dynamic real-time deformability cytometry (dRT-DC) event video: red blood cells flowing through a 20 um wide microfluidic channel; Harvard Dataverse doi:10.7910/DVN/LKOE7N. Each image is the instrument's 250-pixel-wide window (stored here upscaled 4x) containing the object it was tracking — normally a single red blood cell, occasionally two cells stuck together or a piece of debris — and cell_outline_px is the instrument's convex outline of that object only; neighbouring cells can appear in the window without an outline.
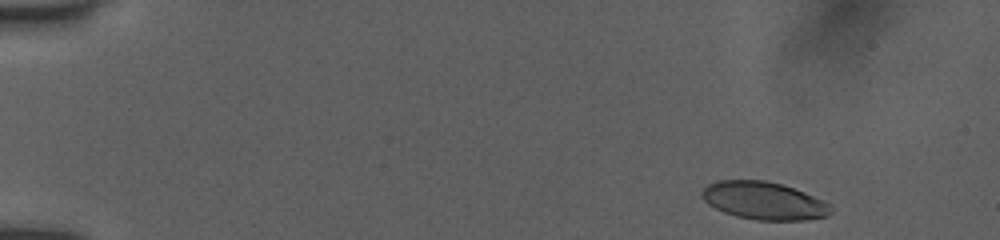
{"species": "human", "species_latin": "Homo sapiens", "temperature_condition": "room temperature", "stored_images_in_passage": 30, "camera_frame_rate_fps": 3000, "um_per_image_px": 0.085, "donor": {"sex": "female"}, "frame": {"image": 1, "passage_image": 4, "time_ms": 0.667, "image_size_px": [1000, 240], "cell_outline_px": [[832, 212], [828, 216], [804, 220], [756, 220], [736, 216], [724, 212], [708, 204], [700, 196], [700, 192], [708, 184], [716, 180], [764, 180], [780, 184], [804, 192], [832, 204]], "centroid_in_image_um": [64.92, 17.06], "position_along_channel_um": 20.1, "area_um2": 28.44}}
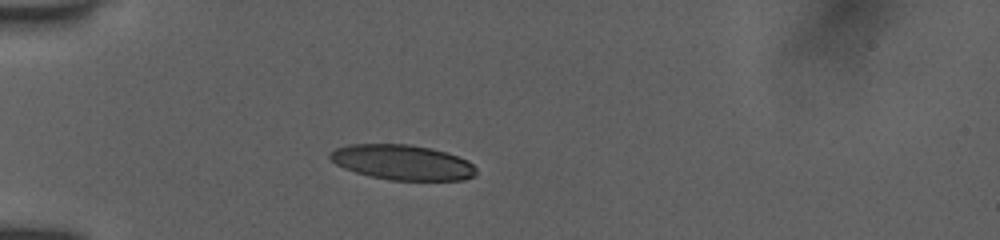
{"frame": {"image": 2, "passage_image": 20, "time_ms": 4.0, "image_size_px": [1000, 240], "cell_outline_px": [[476, 176], [464, 180], [392, 180], [372, 176], [356, 172], [344, 168], [336, 164], [328, 156], [336, 148], [348, 144], [408, 144], [432, 148], [468, 160], [476, 168]], "centroid_in_image_um": [34.22, 13.8], "position_along_channel_um": 50.8, "area_um2": 29.77}}
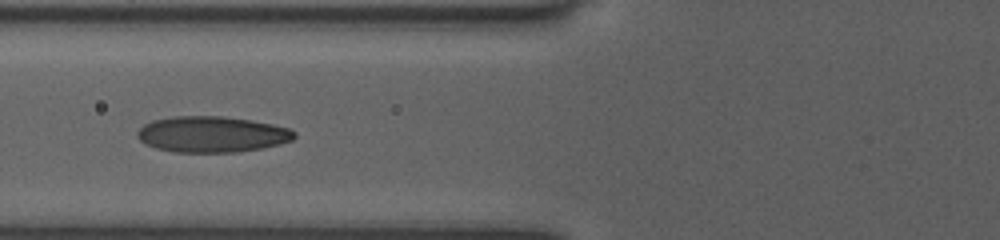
{"frame": {"image": 3, "passage_image": 29, "time_ms": 6.0, "image_size_px": [1000, 240], "cell_outline_px": [[296, 136], [292, 140], [280, 144], [260, 148], [236, 152], [176, 152], [156, 148], [144, 144], [136, 136], [136, 132], [144, 124], [152, 120], [172, 116], [224, 116], [252, 120], [272, 124], [288, 128], [296, 132]], "centroid_in_image_um": [17.99, 11.41], "position_along_channel_um": 107.8, "area_um2": 33.06}}